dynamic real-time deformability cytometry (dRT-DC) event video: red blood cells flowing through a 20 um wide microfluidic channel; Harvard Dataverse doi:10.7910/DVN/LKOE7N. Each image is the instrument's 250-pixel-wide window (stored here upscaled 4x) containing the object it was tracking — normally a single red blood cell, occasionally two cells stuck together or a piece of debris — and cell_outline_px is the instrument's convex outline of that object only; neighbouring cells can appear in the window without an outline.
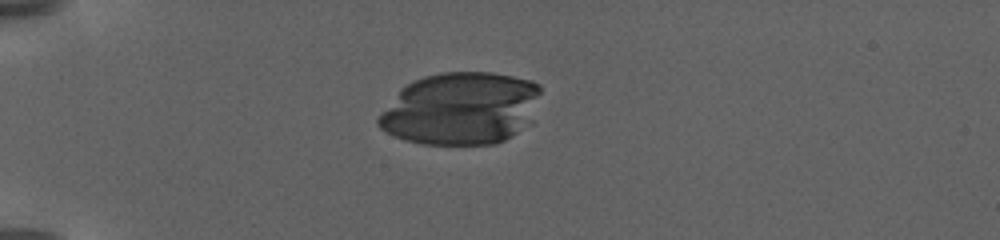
{"species": "human", "species_latin": "Homo sapiens", "temperature_condition": "warm", "stored_images_in_passage": 21, "camera_frame_rate_fps": 3000, "um_per_image_px": 0.085, "donor": {"sex": "female"}, "frame": {"image": 1, "passage_image": 7, "time_ms": 6.333, "image_size_px": [1000, 240], "cell_outline_px": [[540, 92], [516, 132], [512, 136], [496, 144], [424, 144], [404, 140], [380, 128], [376, 124], [376, 120], [400, 88], [424, 76], [444, 72], [492, 72], [532, 80], [540, 84]], "centroid_in_image_um": [39.07, 9.21], "position_along_channel_um": 45.9, "area_um2": 67.16}}
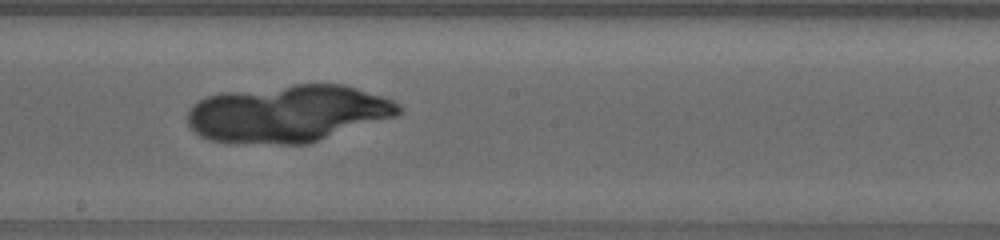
{"frame": {"image": 2, "passage_image": 18, "time_ms": 13.667, "image_size_px": [1000, 240], "cell_outline_px": [[404, 108], [396, 116], [308, 144], [280, 144], [212, 140], [200, 136], [188, 124], [188, 112], [192, 104], [208, 96], [220, 92], [296, 84], [344, 84], [392, 100], [400, 104]], "centroid_in_image_um": [24.5, 9.64], "position_along_channel_um": 223.7, "area_um2": 70.11}}
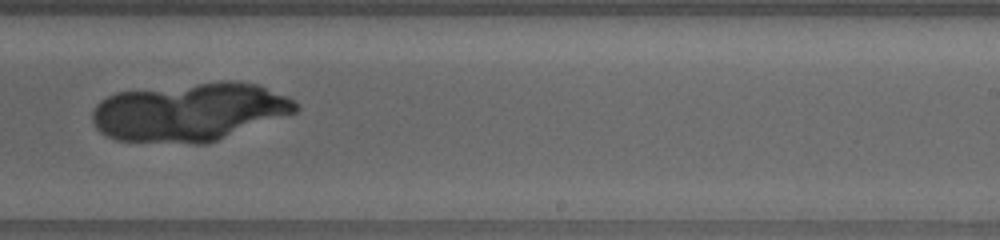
{"frame": {"image": 3, "passage_image": 20, "time_ms": 15.333, "image_size_px": [1000, 240], "cell_outline_px": [[300, 108], [296, 112], [208, 144], [192, 144], [116, 140], [100, 132], [96, 128], [92, 120], [92, 112], [96, 104], [100, 100], [116, 92], [220, 80], [240, 80], [260, 84], [288, 96], [300, 104]], "centroid_in_image_um": [16.16, 9.5], "position_along_channel_um": 272.8, "area_um2": 70.17}}